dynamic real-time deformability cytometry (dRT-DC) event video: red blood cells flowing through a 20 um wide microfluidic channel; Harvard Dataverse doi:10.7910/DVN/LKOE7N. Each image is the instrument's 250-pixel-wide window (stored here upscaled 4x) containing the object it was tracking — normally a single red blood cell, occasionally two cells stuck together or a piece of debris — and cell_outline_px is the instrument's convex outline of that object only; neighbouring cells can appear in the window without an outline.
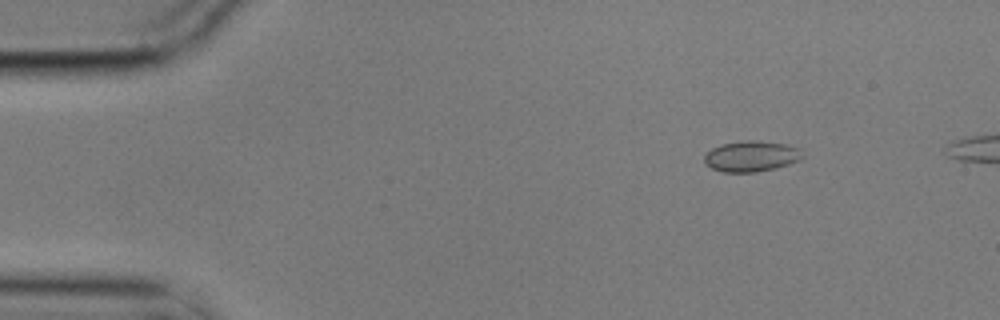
{"species": "common noctule bat (a hibernating species)", "species_latin": "Nyctalus noctula", "temperature_condition": "cold", "stored_images_in_passage": 13, "segment_of_instrument_passage": [1, 2], "camera_frame_rate_fps": 3000, "um_per_image_px": 0.085, "animal": {"sex": "male", "body_mass_g": 17.9}, "frame": {"image": 1, "passage_image": 2, "time_ms": 0.333, "image_size_px": [1000, 320], "cell_outline_px": [[804, 156], [800, 160], [776, 168], [756, 172], [724, 172], [712, 168], [704, 164], [704, 156], [712, 148], [720, 144], [744, 140], [756, 140], [788, 144], [800, 148]], "centroid_in_image_um": [63.87, 13.27], "position_along_channel_um": 21.1, "area_um2": 17.8}}
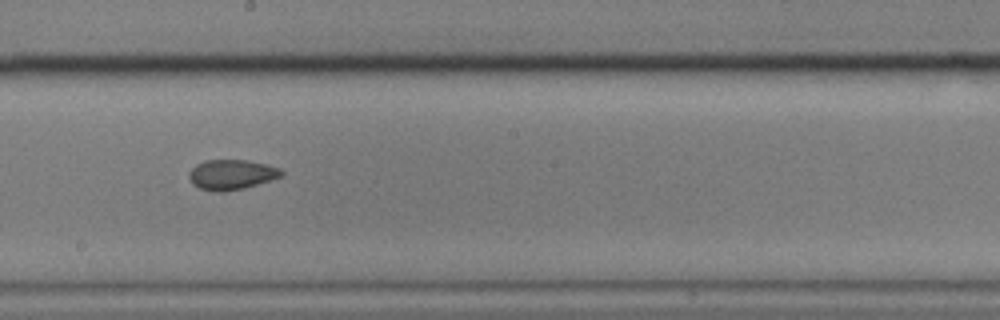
{"frame": {"image": 2, "passage_image": 8, "time_ms": 2.333, "image_size_px": [1000, 320], "cell_outline_px": [[284, 172], [280, 176], [244, 188], [224, 192], [216, 192], [200, 188], [192, 184], [188, 176], [188, 172], [196, 164], [204, 160], [248, 160], [280, 168]], "centroid_in_image_um": [19.62, 14.84], "position_along_channel_um": 228.6, "area_um2": 16.07}}
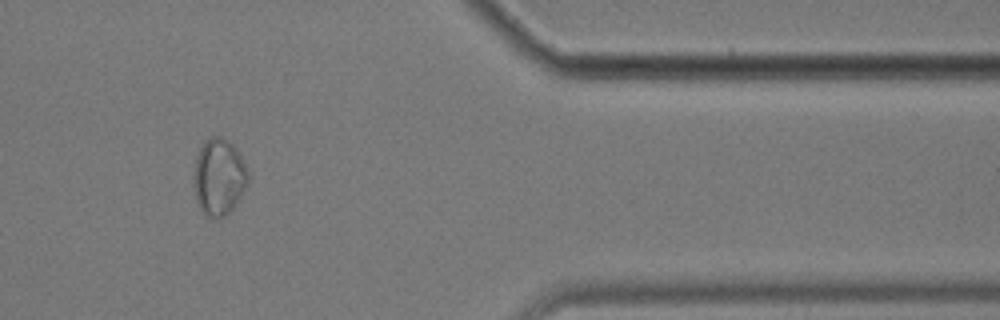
{"frame": {"image": 3, "passage_image": 12, "time_ms": 3.667, "image_size_px": [1000, 320], "cell_outline_px": [[248, 180], [240, 196], [232, 208], [224, 216], [216, 220], [212, 220], [200, 208], [196, 200], [192, 188], [192, 176], [196, 156], [204, 140], [212, 136], [220, 136], [228, 140], [240, 152], [248, 172]], "centroid_in_image_um": [18.56, 15.03], "position_along_channel_um": 392.8, "area_um2": 24.62}}